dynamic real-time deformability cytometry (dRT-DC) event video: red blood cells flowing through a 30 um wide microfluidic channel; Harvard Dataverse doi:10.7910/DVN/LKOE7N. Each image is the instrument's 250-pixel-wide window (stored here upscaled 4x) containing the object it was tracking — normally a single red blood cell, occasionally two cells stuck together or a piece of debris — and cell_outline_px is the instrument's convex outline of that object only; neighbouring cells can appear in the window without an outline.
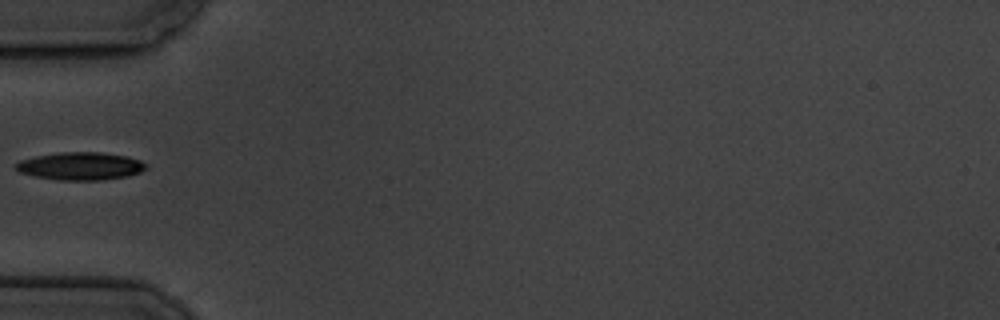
{"species": "common noctule bat (a hibernating species)", "species_latin": "Nyctalus noctula", "temperature_condition": "cold", "stored_images_in_passage": 9, "camera_frame_rate_fps": 3000, "um_per_image_px": 0.085, "animal": {"sex": "male", "body_mass_g": 19.5, "forearm_length_mm": 54.6}, "frame": {"image": 1, "passage_image": 4, "time_ms": 3.667, "image_size_px": [1000, 320], "cell_outline_px": [[148, 168], [140, 172], [128, 176], [100, 180], [60, 180], [36, 176], [20, 172], [12, 164], [20, 160], [36, 156], [60, 152], [100, 152], [128, 156], [140, 160], [148, 164]], "centroid_in_image_um": [6.87, 14.11], "position_along_channel_um": 78.1, "area_um2": 21.15}}
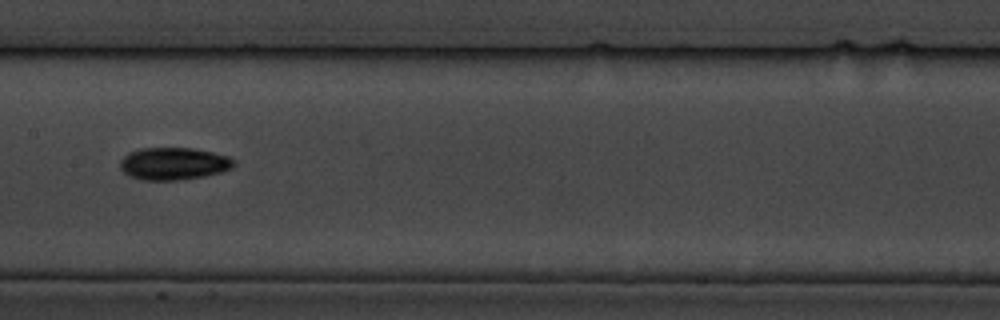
{"frame": {"image": 2, "passage_image": 7, "time_ms": 7.0, "image_size_px": [1000, 320], "cell_outline_px": [[236, 164], [232, 168], [224, 172], [204, 176], [176, 180], [140, 180], [124, 172], [120, 168], [120, 160], [128, 152], [140, 148], [192, 148], [212, 152], [228, 156]], "centroid_in_image_um": [14.76, 13.91], "position_along_channel_um": 192.6, "area_um2": 21.5}}
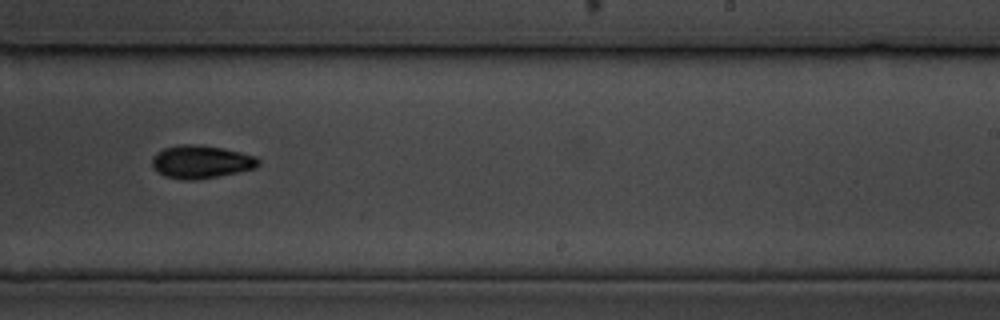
{"frame": {"image": 3, "passage_image": 9, "time_ms": 9.333, "image_size_px": [1000, 320], "cell_outline_px": [[260, 164], [256, 168], [196, 180], [180, 180], [164, 176], [156, 172], [152, 168], [152, 156], [156, 152], [164, 148], [180, 144], [200, 144], [224, 148], [256, 156], [260, 160]], "centroid_in_image_um": [17.05, 13.75], "position_along_channel_um": 271.9, "area_um2": 20.75}}